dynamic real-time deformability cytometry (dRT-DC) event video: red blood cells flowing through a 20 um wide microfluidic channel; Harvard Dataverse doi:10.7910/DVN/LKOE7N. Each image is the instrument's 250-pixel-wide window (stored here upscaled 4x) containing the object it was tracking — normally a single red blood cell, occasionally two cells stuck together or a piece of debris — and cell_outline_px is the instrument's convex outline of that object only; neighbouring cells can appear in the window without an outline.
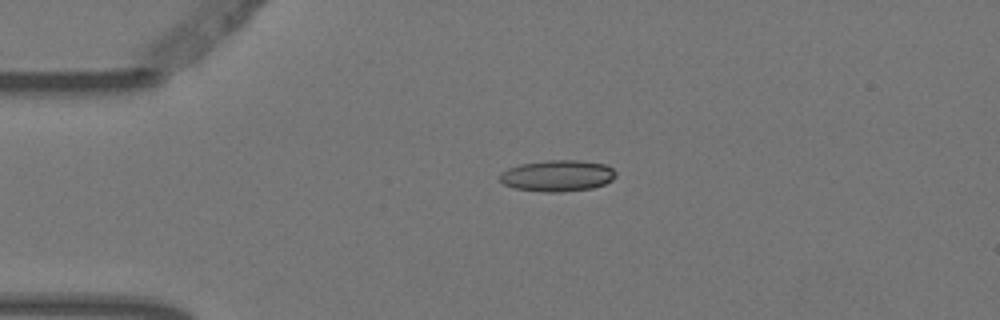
{"species": "Egyptian fruit bat (a non-hibernating species)", "species_latin": "Rousettus aegyptiacus", "temperature_condition": "warm", "stored_images_in_passage": 5, "camera_frame_rate_fps": 3000, "um_per_image_px": 0.085, "animal": {"sex": "female"}, "frame": {"image": 1, "passage_image": 4, "time_ms": 1.0, "image_size_px": [1000, 320], "cell_outline_px": [[616, 176], [612, 180], [604, 184], [592, 188], [560, 192], [544, 192], [512, 188], [504, 184], [500, 180], [500, 172], [508, 168], [520, 164], [548, 160], [580, 160], [604, 164], [612, 168], [616, 172]], "centroid_in_image_um": [47.37, 14.94], "position_along_channel_um": 37.6, "area_um2": 21.27}}